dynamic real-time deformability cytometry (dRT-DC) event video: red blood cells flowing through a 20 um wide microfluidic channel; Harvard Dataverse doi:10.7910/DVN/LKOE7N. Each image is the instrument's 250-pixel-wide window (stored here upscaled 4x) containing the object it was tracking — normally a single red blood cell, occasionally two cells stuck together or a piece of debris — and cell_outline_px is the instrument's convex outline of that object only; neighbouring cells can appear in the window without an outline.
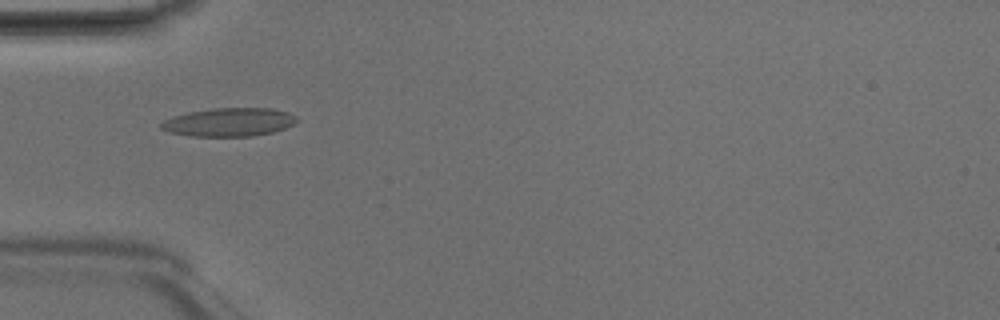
{"species": "Egyptian fruit bat (a non-hibernating species)", "species_latin": "Rousettus aegyptiacus", "temperature_condition": "room temperature", "stored_images_in_passage": 38, "camera_frame_rate_fps": 3000, "um_per_image_px": 0.085, "animal": {"sex": "male"}, "frame": {"image": 1, "passage_image": 5, "time_ms": 1.333, "image_size_px": [1000, 320], "cell_outline_px": [[296, 120], [292, 124], [284, 128], [272, 132], [252, 136], [192, 136], [168, 132], [160, 128], [160, 124], [164, 120], [172, 116], [188, 112], [212, 108], [272, 108], [288, 112], [296, 116]], "centroid_in_image_um": [19.43, 10.37], "position_along_channel_um": 65.6, "area_um2": 22.43}}
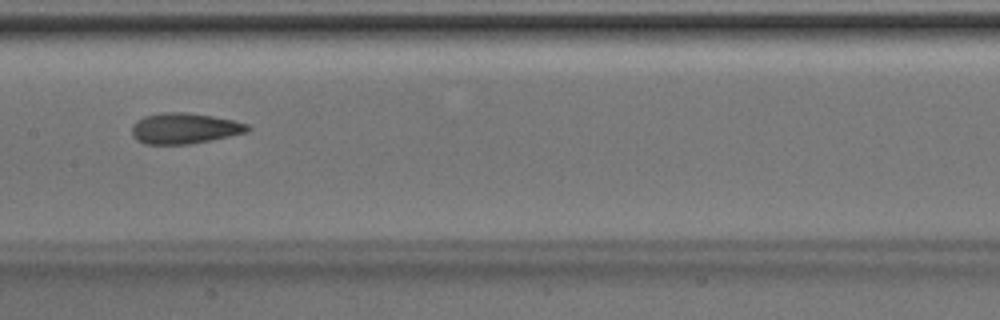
{"frame": {"image": 2, "passage_image": 14, "time_ms": 4.333, "image_size_px": [1000, 320], "cell_outline_px": [[252, 128], [244, 132], [212, 140], [188, 144], [144, 144], [136, 140], [132, 136], [132, 124], [136, 120], [144, 116], [160, 112], [188, 112], [212, 116], [232, 120], [248, 124]], "centroid_in_image_um": [15.62, 10.9], "position_along_channel_um": 191.8, "area_um2": 20.81}}
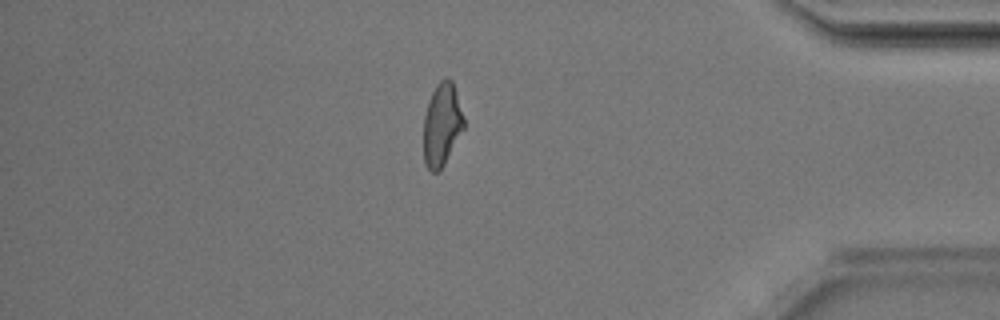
{"frame": {"image": 3, "passage_image": 31, "time_ms": 10.0, "image_size_px": [1000, 320], "cell_outline_px": [[464, 128], [444, 164], [436, 172], [432, 172], [424, 164], [424, 116], [428, 100], [436, 84], [444, 76], [448, 76], [452, 80], [464, 116]], "centroid_in_image_um": [37.56, 10.54], "position_along_channel_um": 397.6, "area_um2": 19.48}, "authors_computed_cell_mechanics": {"area_um2": 20.23, "velocity_mm_per_s": 4.2105, "shape_relaxation_time_tau1_ms": 6.5541, "shape_relaxation_time_tau2_ms": 2.4474, "deformation_change_tau1": 0.1829, "deformation_change_tau2": 0.1102}}